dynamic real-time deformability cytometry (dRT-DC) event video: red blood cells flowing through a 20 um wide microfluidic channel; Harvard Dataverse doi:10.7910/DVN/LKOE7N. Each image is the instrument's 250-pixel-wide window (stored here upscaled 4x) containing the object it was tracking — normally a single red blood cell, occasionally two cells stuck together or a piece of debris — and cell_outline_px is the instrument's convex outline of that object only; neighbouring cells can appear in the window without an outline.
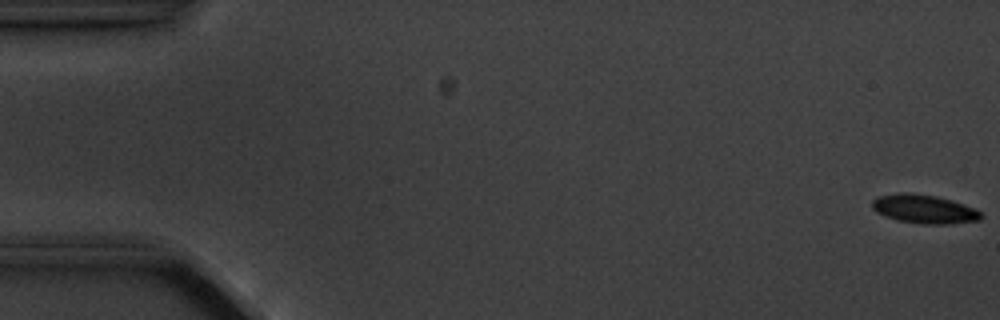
{"species": "common noctule bat (a hibernating species)", "species_latin": "Nyctalus noctula", "temperature_condition": "cold", "stored_images_in_passage": 13, "camera_frame_rate_fps": 3000, "um_per_image_px": 0.085, "animal": {"sex": "male", "body_mass_g": 20.1, "forearm_length_mm": 53.5}, "frame": {"image": 1, "passage_image": 1, "time_ms": 0.0, "image_size_px": [1000, 320], "cell_outline_px": [[984, 216], [980, 220], [952, 224], [920, 224], [896, 220], [884, 216], [876, 212], [872, 208], [872, 200], [880, 196], [904, 192], [936, 196], [952, 200], [964, 204], [980, 212]], "centroid_in_image_um": [78.55, 17.78], "position_along_channel_um": 6.4, "area_um2": 18.26}}
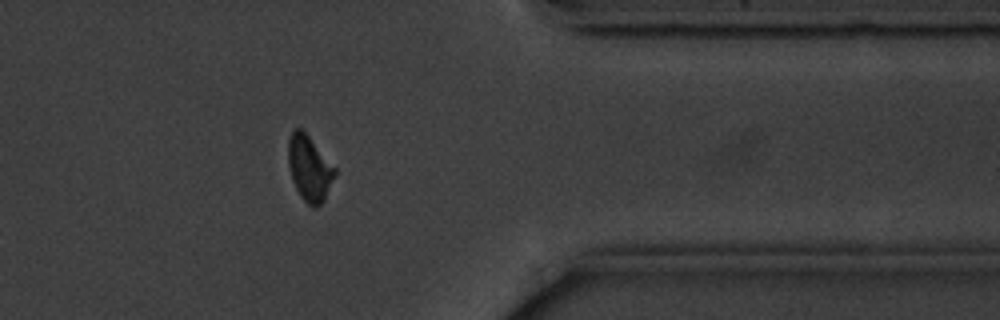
{"frame": {"image": 2, "passage_image": 13, "time_ms": 15.0, "image_size_px": [1000, 320], "cell_outline_px": [[336, 176], [324, 200], [316, 208], [312, 208], [300, 196], [292, 180], [288, 164], [288, 140], [292, 132], [296, 128], [300, 128], [308, 136], [336, 168]], "centroid_in_image_um": [26.3, 14.34], "position_along_channel_um": 385.1, "area_um2": 17.69}}